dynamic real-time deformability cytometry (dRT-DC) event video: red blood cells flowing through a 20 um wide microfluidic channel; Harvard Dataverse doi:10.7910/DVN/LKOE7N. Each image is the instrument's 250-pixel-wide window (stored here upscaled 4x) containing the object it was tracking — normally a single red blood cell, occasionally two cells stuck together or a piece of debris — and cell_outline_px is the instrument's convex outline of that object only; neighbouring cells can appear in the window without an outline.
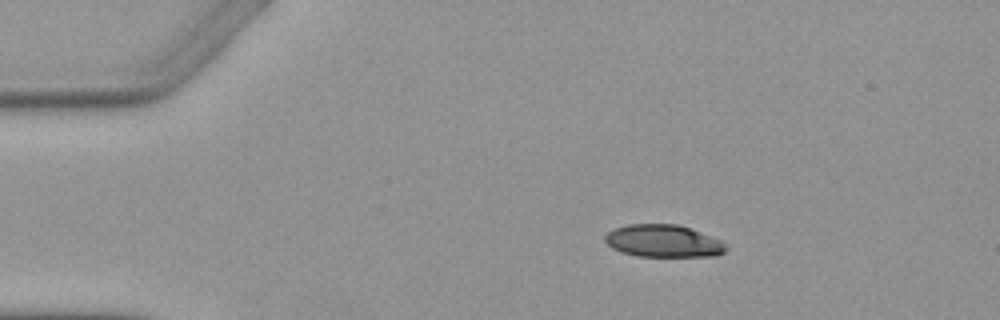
{"species": "Egyptian fruit bat (a non-hibernating species)", "species_latin": "Rousettus aegyptiacus", "temperature_condition": "warm", "stored_images_in_passage": 4, "camera_frame_rate_fps": 3000, "um_per_image_px": 0.085, "animal": {"sex": "female"}, "frame": {"image": 1, "passage_image": 1, "time_ms": 0.0, "image_size_px": [1000, 320], "cell_outline_px": [[728, 248], [724, 252], [716, 256], [636, 256], [620, 252], [612, 248], [604, 240], [604, 236], [608, 232], [616, 228], [628, 224], [676, 224], [724, 240], [728, 244]], "centroid_in_image_um": [56.41, 20.49], "position_along_channel_um": 28.6, "area_um2": 23.0}}
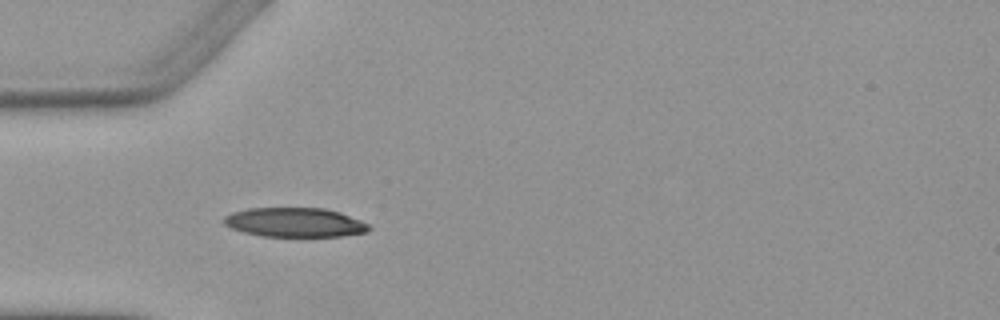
{"frame": {"image": 2, "passage_image": 3, "time_ms": 2.333, "image_size_px": [1000, 320], "cell_outline_px": [[372, 228], [368, 232], [340, 236], [260, 236], [244, 232], [232, 228], [224, 224], [224, 216], [232, 212], [248, 208], [324, 208], [340, 212], [360, 220], [368, 224]], "centroid_in_image_um": [25.07, 18.9], "position_along_channel_um": 59.9, "area_um2": 24.74}}
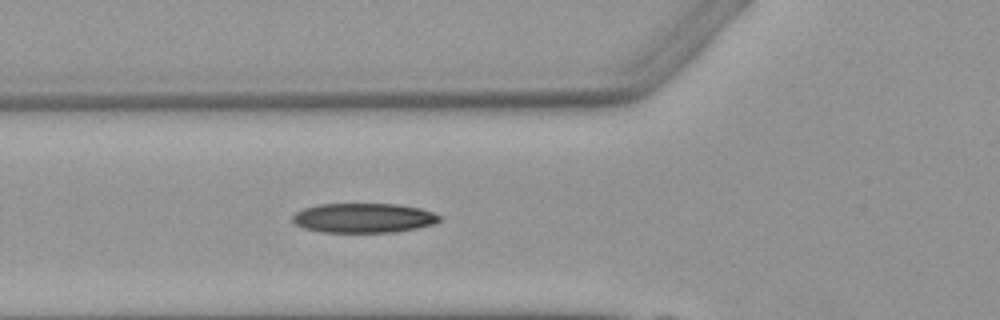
{"frame": {"image": 3, "passage_image": 4, "time_ms": 3.333, "image_size_px": [1000, 320], "cell_outline_px": [[440, 220], [436, 224], [396, 232], [320, 232], [304, 228], [296, 224], [292, 220], [292, 216], [296, 212], [304, 208], [320, 204], [400, 204], [420, 208], [432, 212], [440, 216]], "centroid_in_image_um": [30.91, 18.53], "position_along_channel_um": 94.9, "area_um2": 25.37}}